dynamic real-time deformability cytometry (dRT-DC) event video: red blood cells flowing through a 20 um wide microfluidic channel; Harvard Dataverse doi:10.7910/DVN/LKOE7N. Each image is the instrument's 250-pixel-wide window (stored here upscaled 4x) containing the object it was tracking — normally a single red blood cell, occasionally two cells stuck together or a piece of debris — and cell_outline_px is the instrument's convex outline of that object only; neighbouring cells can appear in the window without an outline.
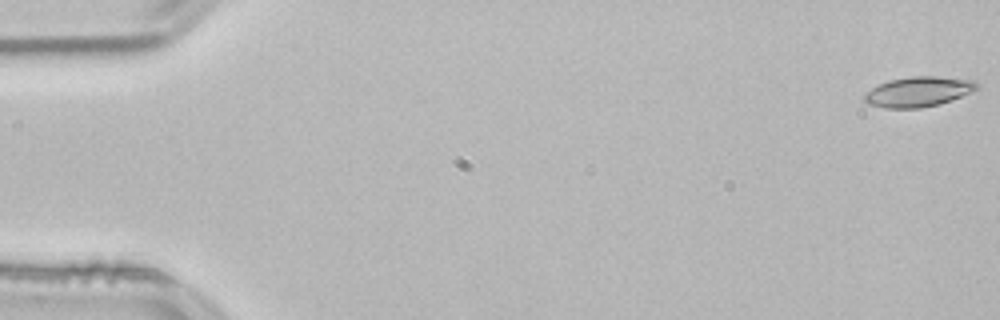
{"species": "common noctule bat (a hibernating species)", "species_latin": "Nyctalus noctula", "temperature_condition": "room temperature", "stored_images_in_passage": 53, "camera_frame_rate_fps": 3000, "um_per_image_px": 0.085, "animal": {"sex": "male", "body_mass_g": 21.5, "forearm_length_mm": 52.0}, "frame": {"image": 1, "passage_image": 1, "time_ms": 0.0, "image_size_px": [1000, 320], "cell_outline_px": [[980, 88], [952, 100], [940, 104], [920, 108], [884, 108], [868, 104], [864, 100], [864, 92], [888, 80], [912, 76], [936, 76], [976, 80], [980, 84]], "centroid_in_image_um": [78.09, 7.79], "position_along_channel_um": 6.9, "area_um2": 19.94}}
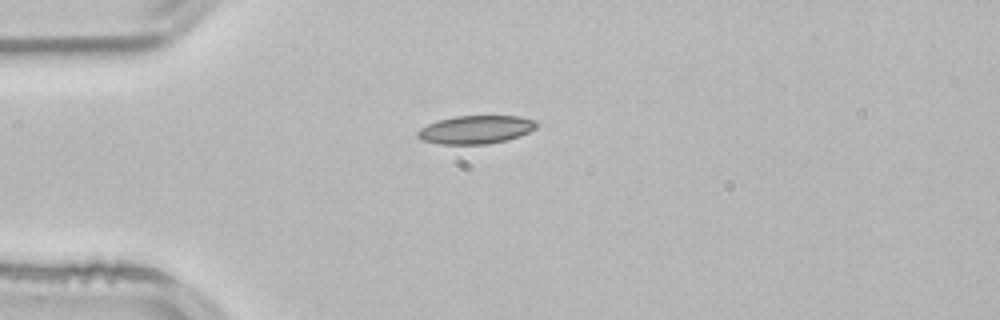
{"frame": {"image": 2, "passage_image": 14, "time_ms": 4.333, "image_size_px": [1000, 320], "cell_outline_px": [[536, 128], [528, 132], [504, 140], [488, 144], [440, 144], [420, 140], [416, 136], [416, 132], [420, 128], [428, 124], [440, 120], [456, 116], [520, 116], [536, 120]], "centroid_in_image_um": [40.4, 11.01], "position_along_channel_um": 44.6, "area_um2": 19.42}}
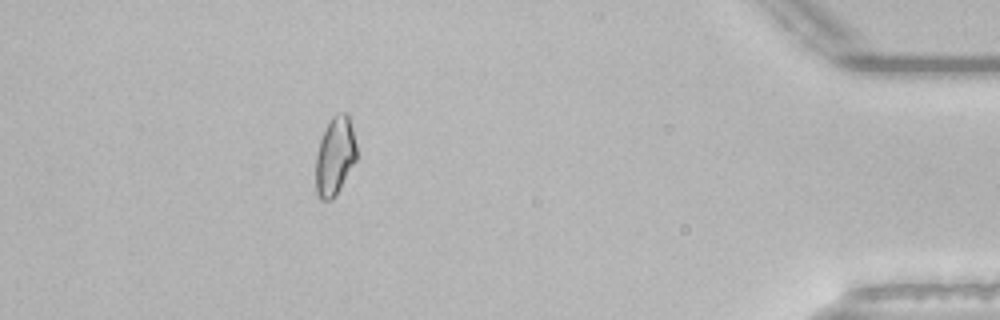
{"frame": {"image": 3, "passage_image": 48, "time_ms": 15.667, "image_size_px": [1000, 320], "cell_outline_px": [[356, 160], [336, 196], [332, 200], [320, 200], [316, 192], [316, 156], [320, 140], [332, 116], [336, 112], [348, 112], [356, 144]], "centroid_in_image_um": [28.47, 13.28], "position_along_channel_um": 406.7, "area_um2": 18.67}, "authors_computed_cell_mechanics": {"area_um2": 18.6694, "velocity_mm_per_s": 3.83, "shape_relaxation_time_tau1_ms": 9.9492, "shape_relaxation_time_tau2_ms": 4.8599, "deformation_change_tau1": 0.176, "deformation_change_tau2": 0.0915}}